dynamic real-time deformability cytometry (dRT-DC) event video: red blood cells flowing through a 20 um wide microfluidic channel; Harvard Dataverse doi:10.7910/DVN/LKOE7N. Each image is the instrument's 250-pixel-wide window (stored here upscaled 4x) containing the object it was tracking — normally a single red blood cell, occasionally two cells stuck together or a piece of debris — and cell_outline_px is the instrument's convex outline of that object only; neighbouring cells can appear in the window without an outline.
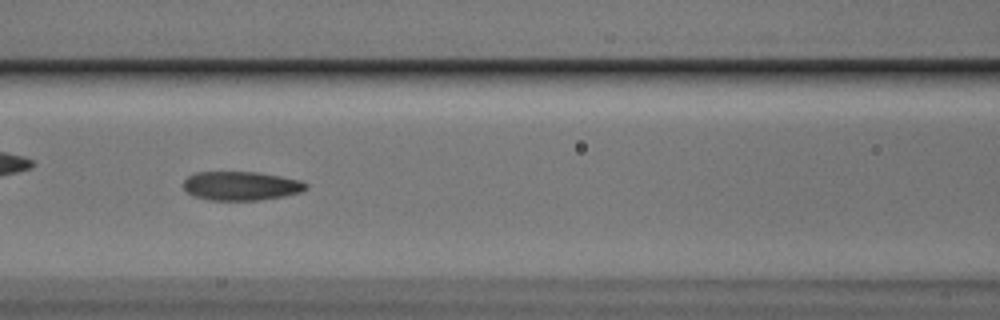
{"species": "Egyptian fruit bat (a non-hibernating species)", "species_latin": "Rousettus aegyptiacus", "temperature_condition": "cold", "stored_images_in_passage": 48, "camera_frame_rate_fps": 3000, "um_per_image_px": 0.085, "animal": {"sex": "male"}, "frame": {"image": 1, "passage_image": 21, "time_ms": 6.667, "image_size_px": [1000, 320], "cell_outline_px": [[308, 188], [300, 192], [284, 196], [260, 200], [208, 200], [196, 196], [188, 192], [184, 188], [184, 180], [188, 176], [196, 172], [256, 172], [280, 176], [300, 180], [308, 184]], "centroid_in_image_um": [20.51, 15.8], "position_along_channel_um": 146.1, "area_um2": 20.58}}
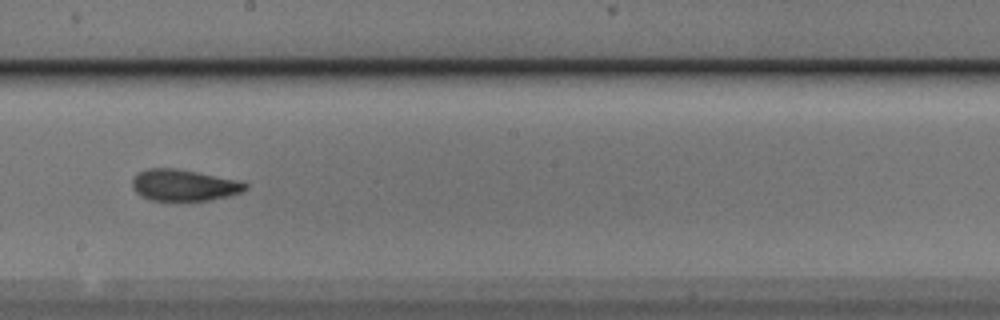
{"frame": {"image": 2, "passage_image": 28, "time_ms": 9.0, "image_size_px": [1000, 320], "cell_outline_px": [[248, 188], [240, 192], [228, 196], [208, 200], [148, 200], [140, 196], [132, 188], [132, 180], [140, 172], [148, 168], [176, 168], [244, 180], [248, 184]], "centroid_in_image_um": [15.67, 15.73], "position_along_channel_um": 232.5, "area_um2": 20.92}}